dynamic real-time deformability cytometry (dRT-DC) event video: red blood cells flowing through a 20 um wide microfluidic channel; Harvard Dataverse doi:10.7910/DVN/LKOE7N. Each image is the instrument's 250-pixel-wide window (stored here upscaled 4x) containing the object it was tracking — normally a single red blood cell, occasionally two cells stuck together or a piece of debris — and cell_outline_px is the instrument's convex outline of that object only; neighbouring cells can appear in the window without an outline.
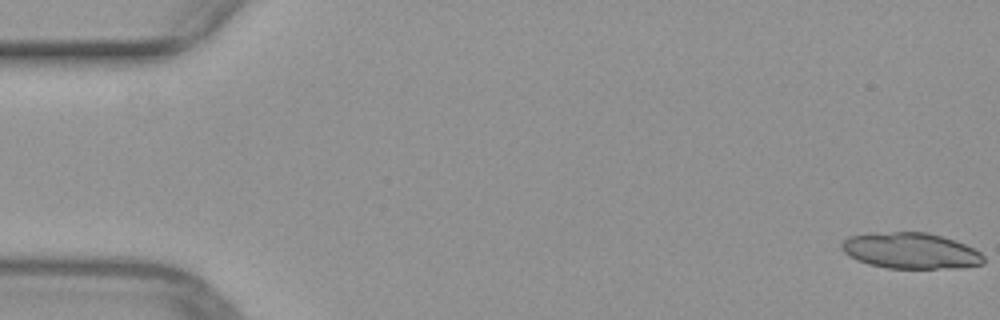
{"species": "common noctule bat (a hibernating species)", "species_latin": "Nyctalus noctula", "temperature_condition": "warm", "stored_images_in_passage": 52, "segment_of_instrument_passage": [1, 2], "camera_frame_rate_fps": 3000, "um_per_image_px": 0.085, "animal": {"sex": "female", "body_mass_g": 29.2, "forearm_length_mm": 56.3}, "frame": {"image": 1, "passage_image": 1, "time_ms": 0.0, "image_size_px": [1000, 320], "cell_outline_px": [[984, 264], [960, 268], [888, 268], [868, 264], [856, 260], [848, 256], [840, 248], [840, 244], [848, 236], [868, 232], [928, 232], [956, 240], [980, 252], [984, 256]], "centroid_in_image_um": [77.38, 21.3], "position_along_channel_um": 7.6, "area_um2": 30.17}}